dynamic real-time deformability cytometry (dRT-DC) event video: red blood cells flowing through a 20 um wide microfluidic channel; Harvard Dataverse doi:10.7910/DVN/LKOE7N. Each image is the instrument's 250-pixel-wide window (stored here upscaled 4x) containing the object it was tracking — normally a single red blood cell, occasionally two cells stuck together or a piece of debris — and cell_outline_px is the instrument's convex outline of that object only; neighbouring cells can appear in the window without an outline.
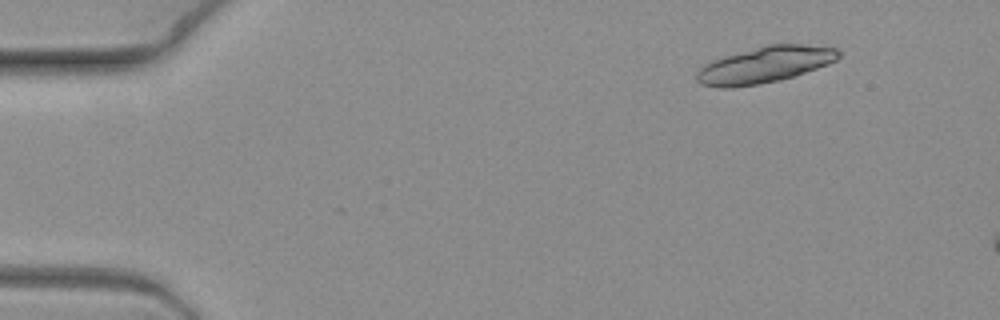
{"species": "common noctule bat (a hibernating species)", "species_latin": "Nyctalus noctula", "temperature_condition": "warm", "stored_images_in_passage": 3, "camera_frame_rate_fps": 3000, "um_per_image_px": 0.085, "animal": {"sex": "female", "body_mass_g": 19.3, "forearm_length_mm": 54.1}, "frame": {"image": 1, "passage_image": 1, "time_ms": 0.0, "image_size_px": [1000, 320], "cell_outline_px": [[840, 56], [836, 60], [828, 64], [780, 80], [732, 88], [720, 88], [700, 84], [696, 80], [696, 72], [704, 64], [712, 60], [724, 56], [764, 44], [800, 44], [836, 48], [840, 52]], "centroid_in_image_um": [64.96, 5.5], "position_along_channel_um": 20.0, "area_um2": 29.94}}